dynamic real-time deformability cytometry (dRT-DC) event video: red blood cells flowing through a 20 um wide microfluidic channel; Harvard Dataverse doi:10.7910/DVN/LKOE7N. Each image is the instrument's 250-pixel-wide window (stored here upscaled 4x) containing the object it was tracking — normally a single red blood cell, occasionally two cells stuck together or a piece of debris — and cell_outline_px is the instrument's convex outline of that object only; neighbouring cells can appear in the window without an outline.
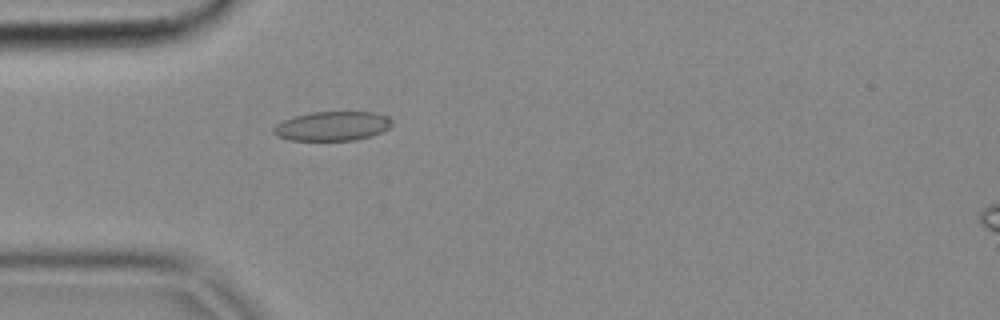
{"species": "common noctule bat (a hibernating species)", "species_latin": "Nyctalus noctula", "temperature_condition": "cold", "stored_images_in_passage": 5, "camera_frame_rate_fps": 3000, "um_per_image_px": 0.085, "animal": {"sex": "female", "body_mass_g": 18.4}, "frame": {"image": 1, "passage_image": 5, "time_ms": 1.333, "image_size_px": [1000, 320], "cell_outline_px": [[392, 124], [388, 128], [380, 132], [356, 140], [292, 140], [276, 136], [272, 132], [272, 128], [276, 124], [284, 120], [296, 116], [312, 112], [376, 112], [388, 116], [392, 120]], "centroid_in_image_um": [28.24, 10.71], "position_along_channel_um": 56.8, "area_um2": 20.11}}